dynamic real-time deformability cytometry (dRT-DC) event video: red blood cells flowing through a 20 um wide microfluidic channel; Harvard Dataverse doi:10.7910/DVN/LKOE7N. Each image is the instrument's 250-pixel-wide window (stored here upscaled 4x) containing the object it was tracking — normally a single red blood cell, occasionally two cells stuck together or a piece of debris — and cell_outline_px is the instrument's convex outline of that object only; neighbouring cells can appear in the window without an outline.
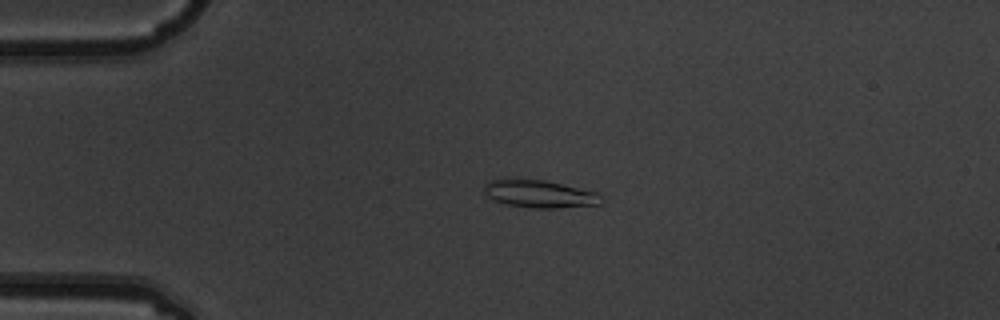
{"species": "common noctule bat (a hibernating species)", "species_latin": "Nyctalus noctula", "temperature_condition": "warm", "stored_images_in_passage": 2, "camera_frame_rate_fps": 3000, "um_per_image_px": 0.085, "animal": {"sex": "male", "body_mass_g": 19.5, "forearm_length_mm": 54.6}, "frame": {"image": 1, "passage_image": 1, "time_ms": 0.0, "image_size_px": [1000, 320], "cell_outline_px": [[604, 200], [600, 204], [556, 208], [536, 208], [508, 204], [496, 200], [488, 196], [484, 192], [484, 184], [488, 180], [504, 176], [544, 180], [600, 192]], "centroid_in_image_um": [45.85, 16.43], "position_along_channel_um": 39.2, "area_um2": 19.42}}